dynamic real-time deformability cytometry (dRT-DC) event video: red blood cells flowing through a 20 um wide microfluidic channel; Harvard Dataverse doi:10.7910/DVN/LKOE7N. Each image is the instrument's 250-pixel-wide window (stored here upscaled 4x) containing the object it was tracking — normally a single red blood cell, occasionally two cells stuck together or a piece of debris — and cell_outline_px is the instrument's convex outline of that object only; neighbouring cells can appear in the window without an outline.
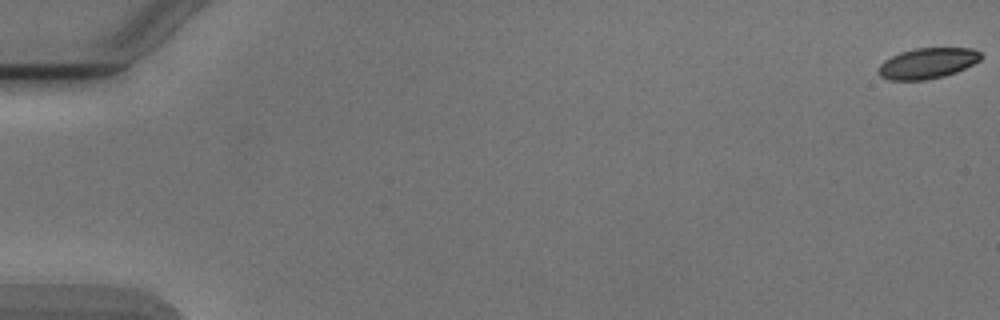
{"species": "Egyptian fruit bat (a non-hibernating species)", "species_latin": "Rousettus aegyptiacus", "temperature_condition": "cold", "stored_images_in_passage": 54, "camera_frame_rate_fps": 3000, "um_per_image_px": 0.085, "animal": {"sex": "male"}, "frame": {"image": 1, "passage_image": 1, "time_ms": 0.0, "image_size_px": [1000, 320], "cell_outline_px": [[980, 60], [956, 72], [944, 76], [924, 80], [888, 80], [880, 76], [880, 64], [884, 60], [900, 52], [916, 48], [972, 48], [980, 52]], "centroid_in_image_um": [78.83, 5.37], "position_along_channel_um": 6.2, "area_um2": 18.09}}
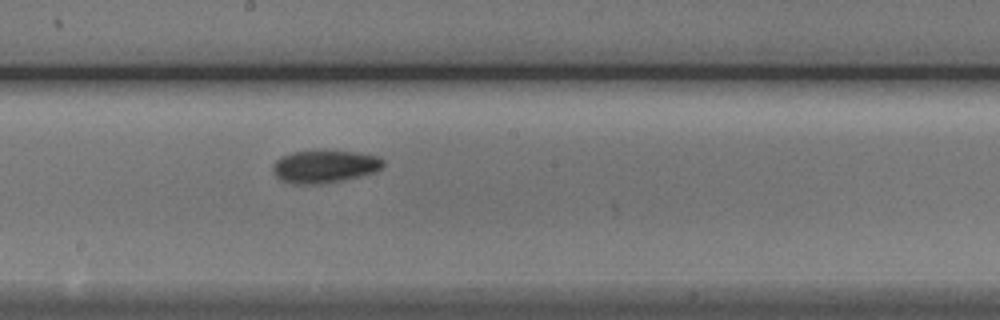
{"frame": {"image": 2, "passage_image": 31, "time_ms": 10.0, "image_size_px": [1000, 320], "cell_outline_px": [[384, 164], [380, 168], [372, 172], [360, 176], [344, 180], [316, 184], [296, 184], [280, 180], [276, 176], [272, 168], [272, 164], [280, 156], [292, 152], [324, 148], [356, 152], [380, 156], [384, 160]], "centroid_in_image_um": [27.57, 14.1], "position_along_channel_um": 220.6, "area_um2": 21.62}}
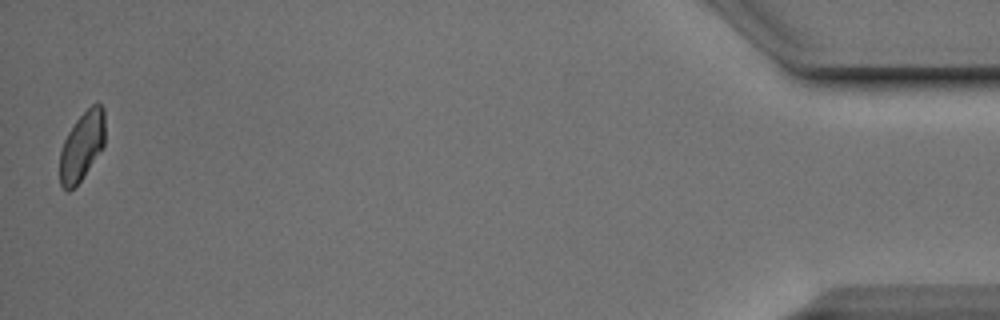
{"frame": {"image": 3, "passage_image": 54, "time_ms": 17.667, "image_size_px": [1000, 320], "cell_outline_px": [[104, 144], [80, 180], [68, 192], [60, 184], [60, 152], [64, 140], [68, 132], [76, 120], [92, 104], [100, 104], [104, 108]], "centroid_in_image_um": [6.95, 12.39], "position_along_channel_um": 428.3, "area_um2": 17.63}, "authors_computed_cell_mechanics": {"area_um2": 19.5364, "velocity_mm_per_s": 3.8701, "shape_relaxation_time_tau1_ms": 4.7882, "shape_relaxation_time_tau2_ms": 7.581, "deformation_change_tau1": 0.1233, "deformation_change_tau2": 0.0938}}